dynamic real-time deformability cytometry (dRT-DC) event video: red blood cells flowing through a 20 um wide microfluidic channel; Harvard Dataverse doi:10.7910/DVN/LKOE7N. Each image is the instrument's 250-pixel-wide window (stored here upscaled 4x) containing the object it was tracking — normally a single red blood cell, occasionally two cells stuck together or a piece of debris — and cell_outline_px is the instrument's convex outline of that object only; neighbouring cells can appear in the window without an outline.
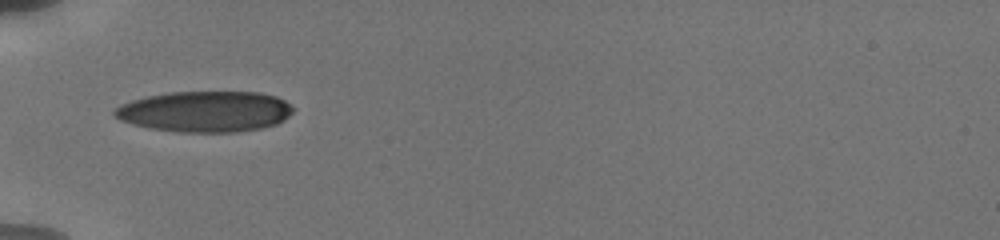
{"species": "human", "species_latin": "Homo sapiens", "temperature_condition": "cold", "stored_images_in_passage": 41, "camera_frame_rate_fps": 3000, "um_per_image_px": 0.085, "donor": {"sex": "male"}, "frame": {"image": 1, "passage_image": 1, "time_ms": 0.0, "image_size_px": [1000, 240], "cell_outline_px": [[296, 108], [284, 120], [276, 124], [260, 128], [236, 132], [176, 132], [148, 128], [120, 120], [112, 112], [120, 104], [132, 100], [148, 96], [172, 92], [260, 92], [276, 96], [292, 104]], "centroid_in_image_um": [17.46, 9.48], "position_along_channel_um": 67.5, "area_um2": 42.66}}
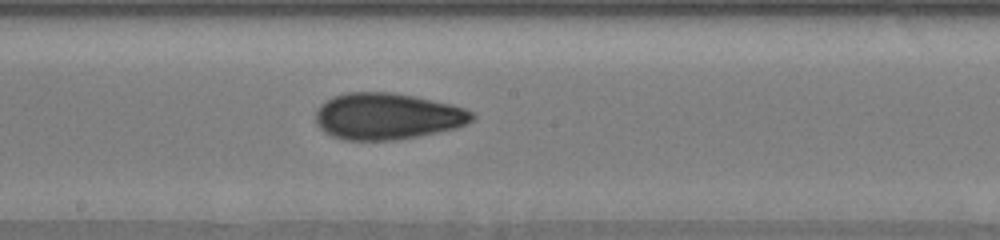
{"frame": {"image": 2, "passage_image": 14, "time_ms": 4.0, "image_size_px": [1000, 240], "cell_outline_px": [[476, 116], [472, 120], [456, 128], [420, 136], [396, 140], [344, 140], [332, 136], [324, 132], [316, 124], [316, 112], [320, 104], [332, 96], [348, 92], [388, 92], [416, 96], [452, 104], [476, 112]], "centroid_in_image_um": [32.92, 9.88], "position_along_channel_um": 215.3, "area_um2": 42.71}}
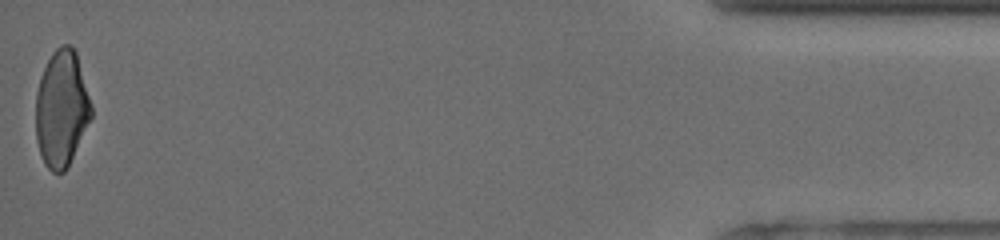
{"frame": {"image": 3, "passage_image": 41, "time_ms": 11.667, "image_size_px": [1000, 240], "cell_outline_px": [[92, 116], [68, 168], [64, 172], [52, 172], [44, 164], [36, 140], [36, 92], [40, 76], [52, 52], [60, 44], [72, 44], [76, 52], [92, 104]], "centroid_in_image_um": [5.24, 9.23], "position_along_channel_um": 430.0, "area_um2": 37.97}, "authors_computed_cell_mechanics": {"area_um2": 40.46, "velocity_mm_per_s": 3.8094, "shape_relaxation_time_tau1_ms": 5.2507, "shape_relaxation_time_tau2_ms": 2.3349, "deformation_change_tau1": 0.1577, "deformation_change_tau2": 0.0804}}